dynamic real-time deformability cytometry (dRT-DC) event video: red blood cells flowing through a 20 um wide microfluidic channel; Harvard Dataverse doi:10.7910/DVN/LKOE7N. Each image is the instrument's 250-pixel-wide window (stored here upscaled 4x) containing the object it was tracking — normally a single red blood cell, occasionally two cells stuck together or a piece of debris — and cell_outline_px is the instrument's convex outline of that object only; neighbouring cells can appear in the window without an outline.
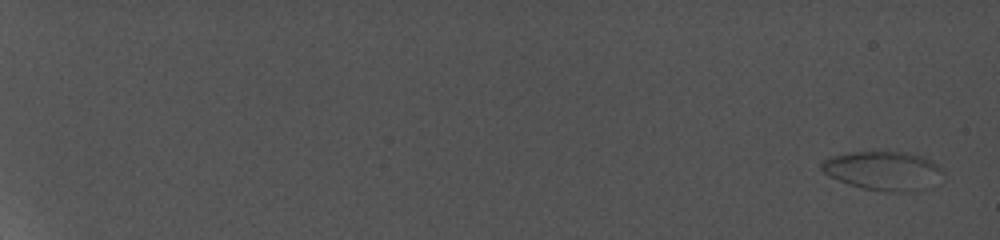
{"species": "common noctule bat (a hibernating species)", "species_latin": "Nyctalus noctula", "temperature_condition": "cold", "stored_images_in_passage": 3, "camera_frame_rate_fps": 5000, "um_per_image_px": 0.085, "animal": {"sex": "female", "body_mass_g": 19.0, "forearm_length_mm": 56.7}, "frame": {"image": 1, "passage_image": 1, "time_ms": 0.0, "image_size_px": [1000, 240], "cell_outline_px": [[932, 164], [880, 188], [864, 188], [852, 184], [832, 176], [820, 164], [836, 156], [860, 152], [892, 152], [912, 156], [924, 160]], "centroid_in_image_um": [74.22, 14.28], "position_along_channel_um": 10.8, "area_um2": 19.07}}